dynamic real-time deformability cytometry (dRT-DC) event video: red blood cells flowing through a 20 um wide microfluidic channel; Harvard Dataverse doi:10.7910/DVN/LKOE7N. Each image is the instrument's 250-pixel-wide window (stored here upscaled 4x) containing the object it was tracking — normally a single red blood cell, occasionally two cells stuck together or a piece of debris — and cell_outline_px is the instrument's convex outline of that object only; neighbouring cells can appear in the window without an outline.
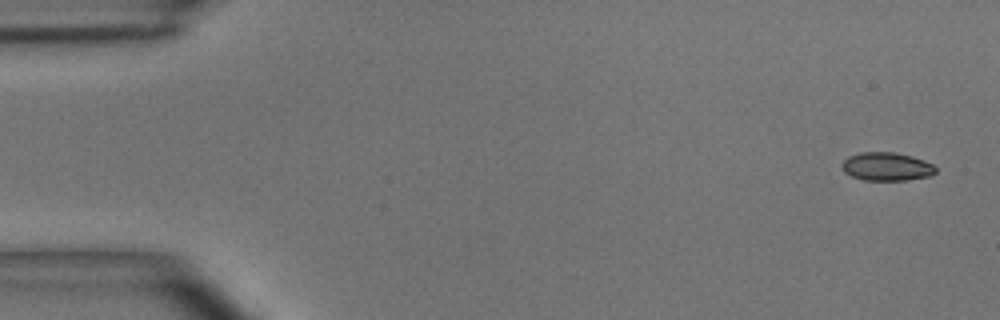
{"species": "common noctule bat (a hibernating species)", "species_latin": "Nyctalus noctula", "temperature_condition": "room temperature", "stored_images_in_passage": 49, "camera_frame_rate_fps": 3000, "um_per_image_px": 0.085, "animal": {"sex": "male", "body_mass_g": 15.6}, "frame": {"image": 1, "passage_image": 1, "time_ms": 0.0, "image_size_px": [1000, 320], "cell_outline_px": [[936, 172], [932, 176], [904, 180], [864, 180], [852, 176], [844, 172], [840, 164], [848, 156], [860, 152], [892, 152], [912, 156], [924, 160], [932, 164], [936, 168]], "centroid_in_image_um": [75.36, 14.16], "position_along_channel_um": 9.6, "area_um2": 15.55}}
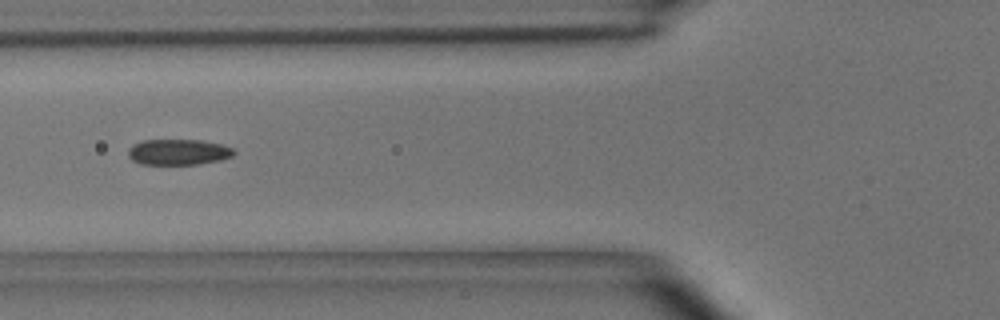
{"frame": {"image": 2, "passage_image": 18, "time_ms": 5.667, "image_size_px": [1000, 320], "cell_outline_px": [[236, 152], [232, 156], [220, 160], [200, 164], [140, 164], [132, 160], [128, 156], [128, 152], [132, 144], [144, 140], [200, 140], [220, 144], [232, 148]], "centroid_in_image_um": [15.15, 12.92], "position_along_channel_um": 110.7, "area_um2": 15.84}}
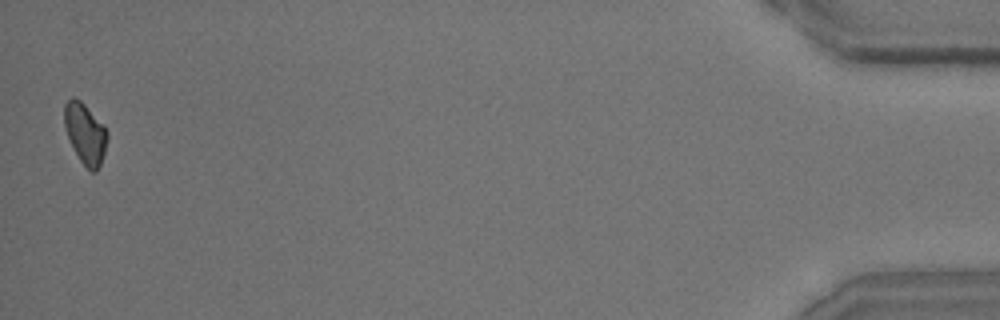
{"frame": {"image": 3, "passage_image": 49, "time_ms": 16.0, "image_size_px": [1000, 320], "cell_outline_px": [[108, 136], [104, 152], [100, 164], [96, 172], [92, 172], [80, 160], [68, 136], [64, 124], [64, 104], [72, 96], [80, 100], [104, 124], [108, 132]], "centroid_in_image_um": [7.25, 11.31], "position_along_channel_um": 427.9, "area_um2": 14.97}, "authors_computed_cell_mechanics": {"area_um2": 15.895, "velocity_mm_per_s": 3.947, "shape_relaxation_time_tau1_ms": 7.2396, "shape_relaxation_time_tau2_ms": 3.1244, "deformation_change_tau1": 0.1263, "deformation_change_tau2": 0.0718}}